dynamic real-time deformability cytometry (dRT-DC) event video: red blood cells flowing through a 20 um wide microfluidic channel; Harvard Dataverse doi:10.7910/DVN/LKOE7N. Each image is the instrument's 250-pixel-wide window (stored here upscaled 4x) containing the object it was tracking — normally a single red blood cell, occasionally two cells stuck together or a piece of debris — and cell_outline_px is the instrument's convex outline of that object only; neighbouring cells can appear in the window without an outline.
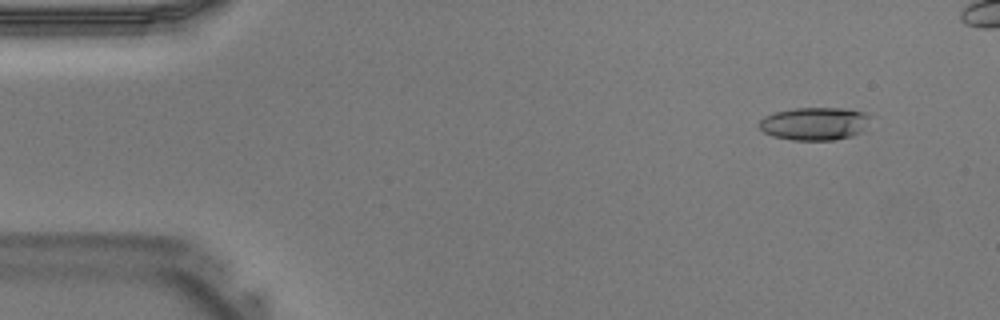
{"species": "Egyptian fruit bat (a non-hibernating species)", "species_latin": "Rousettus aegyptiacus", "temperature_condition": "warm", "stored_images_in_passage": 38, "camera_frame_rate_fps": 3000, "um_per_image_px": 0.085, "animal": {"sex": "male"}, "frame": {"image": 1, "passage_image": 4, "time_ms": 1.0, "image_size_px": [1000, 320], "cell_outline_px": [[868, 116], [860, 132], [852, 136], [832, 140], [792, 140], [772, 136], [764, 132], [760, 128], [760, 120], [764, 116], [776, 112], [796, 108], [844, 108], [864, 112]], "centroid_in_image_um": [69.18, 10.51], "position_along_channel_um": 15.8, "area_um2": 20.92}}
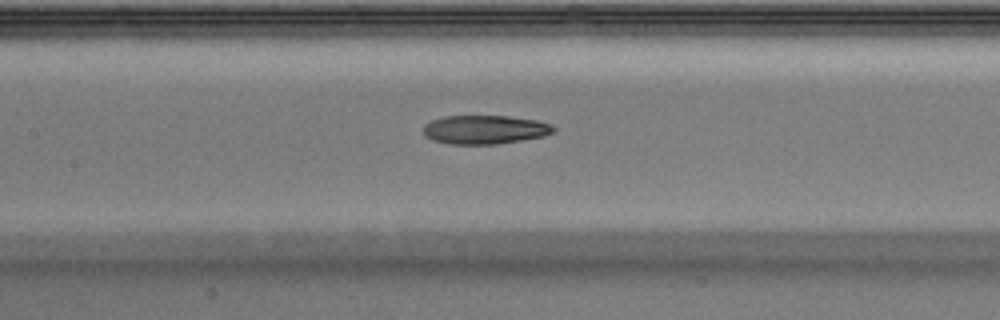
{"frame": {"image": 2, "passage_image": 19, "time_ms": 6.0, "image_size_px": [1000, 320], "cell_outline_px": [[556, 132], [544, 136], [496, 144], [452, 144], [432, 140], [424, 136], [424, 124], [432, 120], [444, 116], [508, 116], [536, 120], [552, 124], [556, 128]], "centroid_in_image_um": [41.23, 11.01], "position_along_channel_um": 166.2, "area_um2": 21.91}}
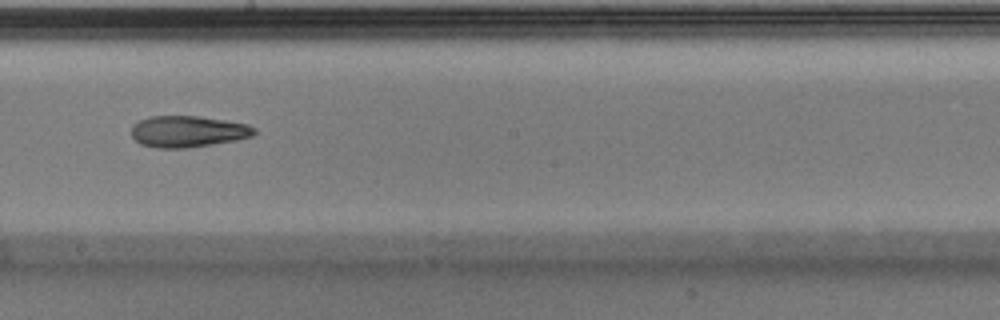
{"frame": {"image": 3, "passage_image": 23, "time_ms": 7.333, "image_size_px": [1000, 320], "cell_outline_px": [[256, 132], [252, 136], [236, 140], [188, 148], [156, 148], [140, 144], [132, 136], [132, 124], [148, 116], [200, 116], [248, 124], [256, 128]], "centroid_in_image_um": [15.96, 11.17], "position_along_channel_um": 232.2, "area_um2": 22.6}}